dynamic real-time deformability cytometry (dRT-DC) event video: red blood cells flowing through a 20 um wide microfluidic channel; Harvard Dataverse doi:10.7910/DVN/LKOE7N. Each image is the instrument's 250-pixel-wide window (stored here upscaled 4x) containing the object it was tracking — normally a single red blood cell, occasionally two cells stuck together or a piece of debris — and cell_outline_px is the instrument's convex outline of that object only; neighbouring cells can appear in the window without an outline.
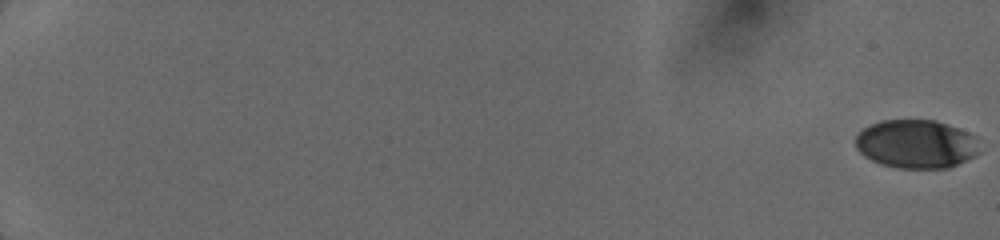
{"species": "human", "species_latin": "Homo sapiens", "temperature_condition": "cold", "stored_images_in_passage": 6, "camera_frame_rate_fps": 3000, "um_per_image_px": 0.085, "donor": {"sex": "female"}, "frame": {"image": 1, "passage_image": 1, "time_ms": 0.0, "image_size_px": [1000, 240], "cell_outline_px": [[980, 152], [948, 168], [896, 168], [880, 164], [864, 156], [856, 148], [856, 136], [864, 128], [880, 120], [936, 120], [948, 124], [968, 132], [976, 136]], "centroid_in_image_um": [77.87, 12.24], "position_along_channel_um": 7.1, "area_um2": 35.08}}